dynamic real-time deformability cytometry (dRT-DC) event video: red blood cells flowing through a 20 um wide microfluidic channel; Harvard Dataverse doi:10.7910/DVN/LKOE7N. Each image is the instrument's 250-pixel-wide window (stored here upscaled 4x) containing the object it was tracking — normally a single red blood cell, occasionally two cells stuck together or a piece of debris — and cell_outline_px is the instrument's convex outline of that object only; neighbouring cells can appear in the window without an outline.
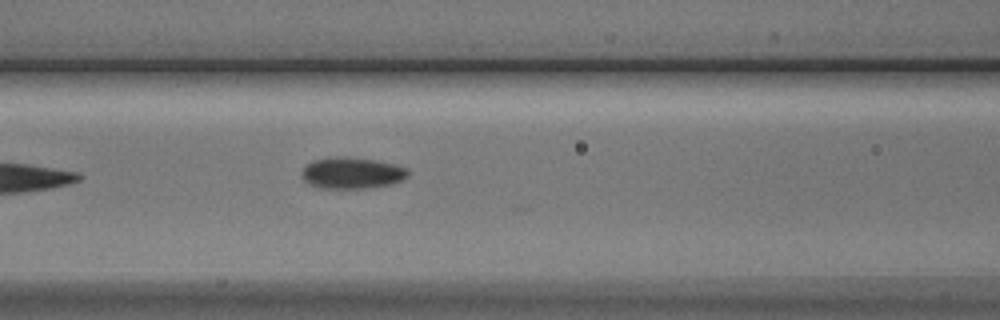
{"species": "Egyptian fruit bat (a non-hibernating species)", "species_latin": "Rousettus aegyptiacus", "temperature_condition": "cold", "stored_images_in_passage": 5, "segment_of_instrument_passage": [1, 2], "camera_frame_rate_fps": 3000, "um_per_image_px": 0.085, "animal": {"sex": "male"}, "frame": {"image": 1, "passage_image": 4, "time_ms": 3.667, "image_size_px": [1000, 320], "cell_outline_px": [[408, 176], [392, 184], [364, 188], [320, 188], [308, 184], [300, 176], [300, 172], [304, 164], [312, 160], [328, 156], [348, 156], [396, 164], [408, 168]], "centroid_in_image_um": [29.83, 14.68], "position_along_channel_um": 136.8, "area_um2": 19.83}}